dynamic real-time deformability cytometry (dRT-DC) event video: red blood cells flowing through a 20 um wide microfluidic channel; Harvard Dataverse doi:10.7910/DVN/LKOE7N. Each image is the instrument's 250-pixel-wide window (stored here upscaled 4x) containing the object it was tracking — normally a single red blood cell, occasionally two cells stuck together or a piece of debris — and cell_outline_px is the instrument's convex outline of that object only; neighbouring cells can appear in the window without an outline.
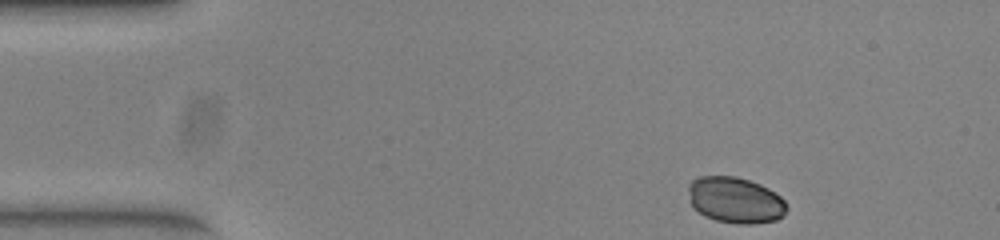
{"species": "common noctule bat (a hibernating species)", "species_latin": "Nyctalus noctula", "temperature_condition": "warm", "stored_images_in_passage": 47, "segment_of_instrument_passage": [1, 2], "camera_frame_rate_fps": 3000, "um_per_image_px": 0.085, "animal": {"sex": "female", "body_mass_g": 23.0, "forearm_length_mm": 53.4}, "frame": {"image": 1, "passage_image": 1, "time_ms": 0.0, "image_size_px": [1000, 240], "cell_outline_px": [[788, 208], [784, 216], [776, 220], [752, 224], [736, 224], [716, 220], [704, 216], [692, 208], [688, 200], [688, 184], [692, 180], [700, 176], [736, 176], [760, 184], [768, 188], [780, 196], [788, 204]], "centroid_in_image_um": [62.48, 17.02], "position_along_channel_um": 22.5, "area_um2": 26.88}}
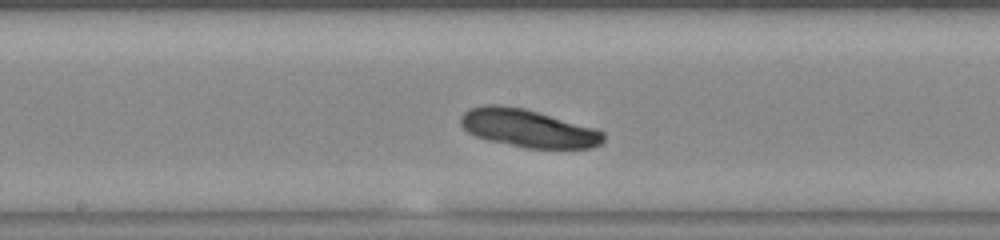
{"frame": {"image": 2, "passage_image": 21, "time_ms": 6.667, "image_size_px": [1000, 240], "cell_outline_px": [[604, 144], [592, 148], [528, 148], [488, 140], [476, 136], [468, 132], [460, 124], [460, 116], [468, 108], [484, 104], [496, 104], [524, 108], [596, 128], [604, 132]], "centroid_in_image_um": [44.89, 10.89], "position_along_channel_um": 203.3, "area_um2": 31.73}}
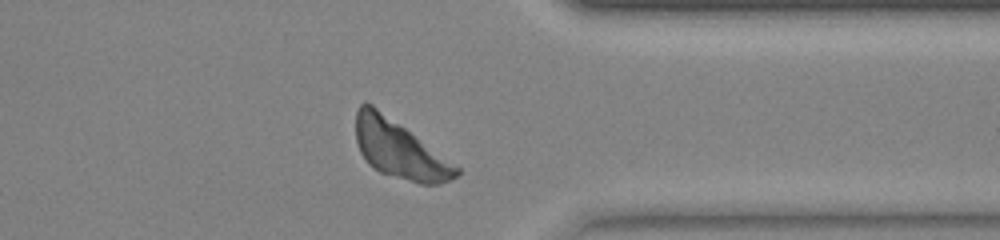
{"frame": {"image": 3, "passage_image": 35, "time_ms": 11.333, "image_size_px": [1000, 240], "cell_outline_px": [[460, 172], [456, 176], [440, 184], [420, 184], [380, 172], [372, 168], [368, 164], [360, 152], [356, 140], [356, 112], [360, 104], [372, 104], [460, 168]], "centroid_in_image_um": [33.92, 12.72], "position_along_channel_um": 377.5, "area_um2": 33.23}}